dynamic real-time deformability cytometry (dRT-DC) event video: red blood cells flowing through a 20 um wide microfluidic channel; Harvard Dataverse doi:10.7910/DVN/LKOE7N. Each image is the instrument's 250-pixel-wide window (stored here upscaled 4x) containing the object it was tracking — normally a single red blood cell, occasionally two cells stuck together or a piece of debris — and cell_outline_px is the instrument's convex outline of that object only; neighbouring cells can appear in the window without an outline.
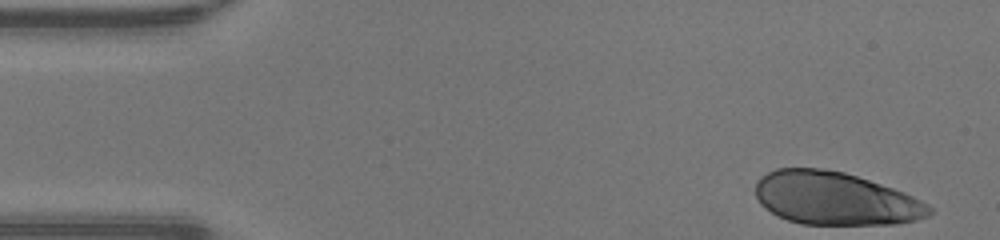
{"species": "human", "species_latin": "Homo sapiens", "temperature_condition": "warm", "stored_images_in_passage": 12, "camera_frame_rate_fps": 3000, "um_per_image_px": 0.085, "donor": {"sex": "male"}, "frame": {"image": 1, "passage_image": 1, "time_ms": 0.0, "image_size_px": [1000, 240], "cell_outline_px": [[932, 212], [928, 216], [916, 220], [896, 224], [800, 224], [788, 220], [764, 208], [760, 204], [756, 196], [756, 180], [760, 176], [776, 168], [824, 168], [844, 172], [904, 192], [928, 204], [932, 208]], "centroid_in_image_um": [70.97, 16.87], "position_along_channel_um": 14.0, "area_um2": 53.58}}
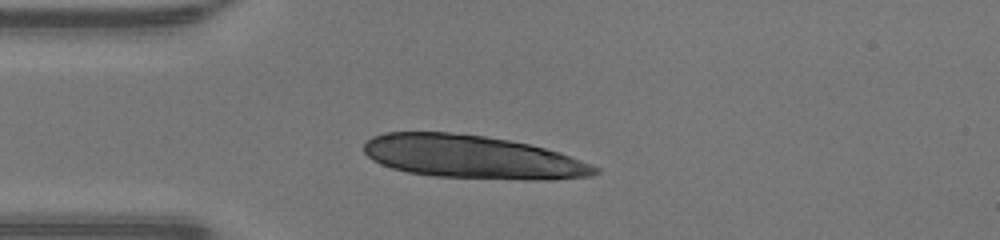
{"frame": {"image": 2, "passage_image": 10, "time_ms": 3.0, "image_size_px": [1000, 240], "cell_outline_px": [[600, 172], [592, 176], [552, 180], [524, 180], [432, 176], [408, 172], [392, 168], [380, 164], [372, 160], [364, 152], [364, 144], [372, 136], [388, 132], [448, 132], [484, 136], [508, 140], [528, 144], [560, 152], [592, 164], [600, 168]], "centroid_in_image_um": [40.18, 13.36], "position_along_channel_um": 44.8, "area_um2": 58.38}}